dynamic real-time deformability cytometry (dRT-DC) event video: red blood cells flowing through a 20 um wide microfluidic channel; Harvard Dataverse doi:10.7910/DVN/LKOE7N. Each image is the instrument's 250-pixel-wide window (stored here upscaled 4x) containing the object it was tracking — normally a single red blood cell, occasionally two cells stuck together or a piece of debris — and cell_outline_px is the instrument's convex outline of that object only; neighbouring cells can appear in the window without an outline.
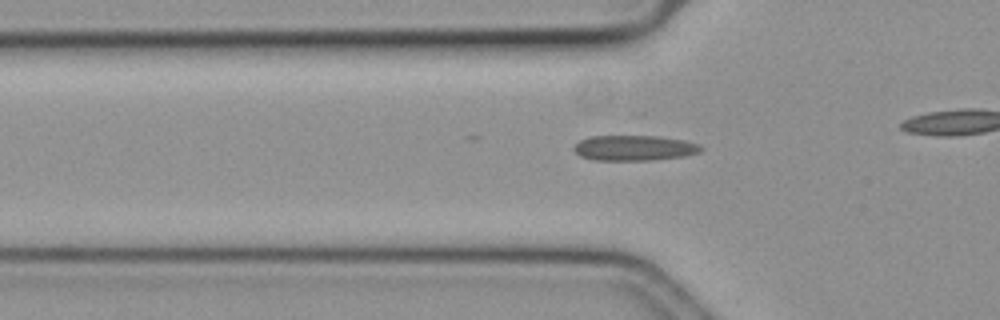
{"species": "common noctule bat (a hibernating species)", "species_latin": "Nyctalus noctula", "temperature_condition": "cold", "stored_images_in_passage": 42, "camera_frame_rate_fps": 3000, "um_per_image_px": 0.085, "animal": {"sex": "female", "body_mass_g": 19.3, "forearm_length_mm": 54.1}, "frame": {"image": 1, "passage_image": 18, "time_ms": 5.667, "image_size_px": [1000, 320], "cell_outline_px": [[704, 148], [700, 152], [684, 156], [652, 160], [592, 160], [580, 156], [572, 148], [580, 140], [588, 136], [656, 136], [684, 140], [696, 144]], "centroid_in_image_um": [53.88, 12.58], "position_along_channel_um": 71.9, "area_um2": 18.73}}
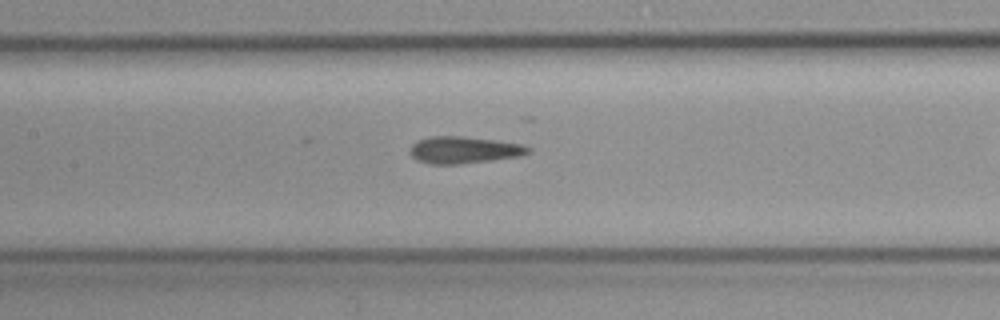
{"frame": {"image": 2, "passage_image": 26, "time_ms": 8.333, "image_size_px": [1000, 320], "cell_outline_px": [[532, 152], [520, 156], [492, 160], [460, 164], [432, 164], [416, 160], [412, 156], [412, 144], [416, 140], [432, 136], [460, 136], [496, 140], [524, 144], [532, 148]], "centroid_in_image_um": [39.49, 12.74], "position_along_channel_um": 167.9, "area_um2": 18.61}}
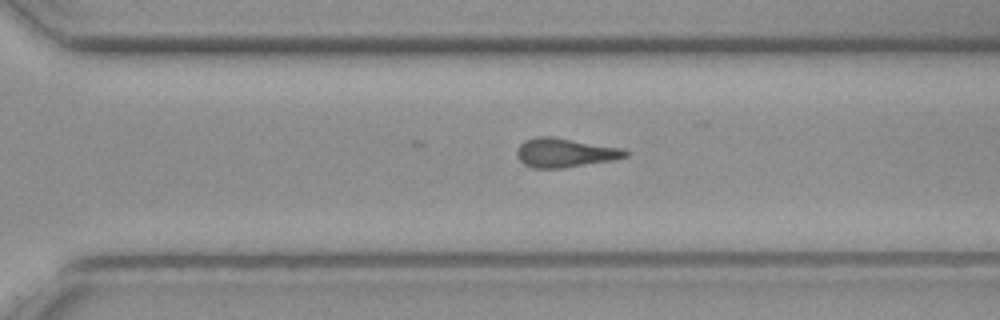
{"frame": {"image": 3, "passage_image": 39, "time_ms": 12.667, "image_size_px": [1000, 320], "cell_outline_px": [[628, 156], [616, 160], [564, 168], [532, 168], [524, 164], [516, 156], [516, 152], [520, 144], [524, 140], [536, 136], [552, 136], [624, 148], [628, 152]], "centroid_in_image_um": [48.04, 12.98], "position_along_channel_um": 322.6, "area_um2": 18.73}}